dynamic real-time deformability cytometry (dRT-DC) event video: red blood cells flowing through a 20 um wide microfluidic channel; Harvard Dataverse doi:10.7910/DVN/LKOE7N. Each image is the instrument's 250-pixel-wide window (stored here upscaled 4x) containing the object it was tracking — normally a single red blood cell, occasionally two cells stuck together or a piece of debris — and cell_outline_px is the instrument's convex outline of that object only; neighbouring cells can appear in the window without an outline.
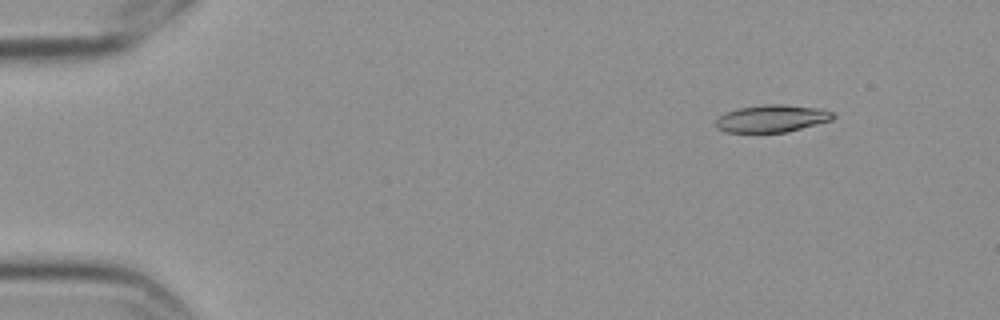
{"species": "Egyptian fruit bat (a non-hibernating species)", "species_latin": "Rousettus aegyptiacus", "temperature_condition": "cold", "stored_images_in_passage": 5, "camera_frame_rate_fps": 3000, "um_per_image_px": 0.085, "frame": {"image": 1, "passage_image": 2, "time_ms": 0.333, "image_size_px": [1000, 320], "cell_outline_px": [[836, 116], [832, 120], [784, 132], [724, 132], [716, 128], [716, 120], [724, 112], [740, 108], [764, 104], [784, 104], [820, 108], [832, 112]], "centroid_in_image_um": [65.6, 10.06], "position_along_channel_um": 19.4, "area_um2": 18.61}}
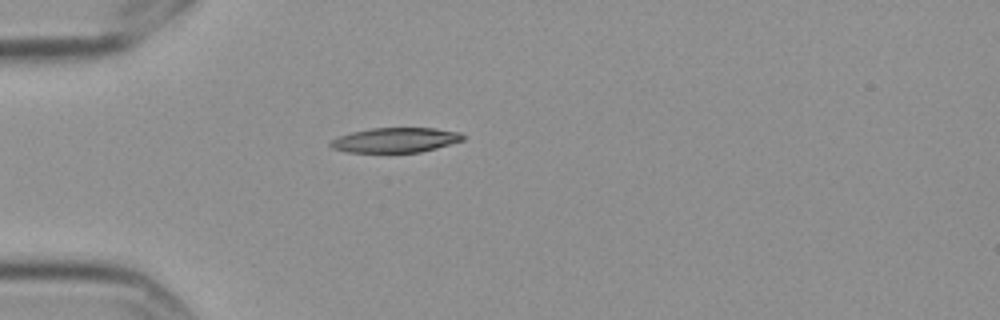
{"frame": {"image": 2, "passage_image": 5, "time_ms": 1.333, "image_size_px": [1000, 320], "cell_outline_px": [[464, 140], [436, 148], [420, 152], [348, 152], [332, 148], [328, 144], [332, 140], [340, 136], [352, 132], [372, 128], [436, 128], [460, 132], [464, 136]], "centroid_in_image_um": [33.63, 11.9], "position_along_channel_um": 51.4, "area_um2": 19.02}}